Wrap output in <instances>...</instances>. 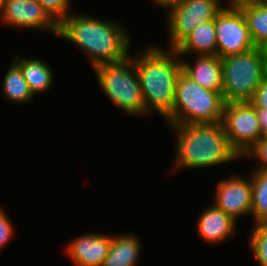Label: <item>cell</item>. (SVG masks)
Listing matches in <instances>:
<instances>
[{
  "instance_id": "cell-1",
  "label": "cell",
  "mask_w": 267,
  "mask_h": 266,
  "mask_svg": "<svg viewBox=\"0 0 267 266\" xmlns=\"http://www.w3.org/2000/svg\"><path fill=\"white\" fill-rule=\"evenodd\" d=\"M125 27L117 20L74 12L58 26L57 37L78 46L94 68L119 62L130 55L132 37Z\"/></svg>"
},
{
  "instance_id": "cell-2",
  "label": "cell",
  "mask_w": 267,
  "mask_h": 266,
  "mask_svg": "<svg viewBox=\"0 0 267 266\" xmlns=\"http://www.w3.org/2000/svg\"><path fill=\"white\" fill-rule=\"evenodd\" d=\"M130 55L134 59L146 116L159 114L164 120L174 105L175 87L182 72L181 57L172 48L149 43ZM139 52V53H138Z\"/></svg>"
},
{
  "instance_id": "cell-3",
  "label": "cell",
  "mask_w": 267,
  "mask_h": 266,
  "mask_svg": "<svg viewBox=\"0 0 267 266\" xmlns=\"http://www.w3.org/2000/svg\"><path fill=\"white\" fill-rule=\"evenodd\" d=\"M175 132V159L172 172L220 166L241 156L233 149L222 122L170 125ZM175 169V170H174Z\"/></svg>"
},
{
  "instance_id": "cell-4",
  "label": "cell",
  "mask_w": 267,
  "mask_h": 266,
  "mask_svg": "<svg viewBox=\"0 0 267 266\" xmlns=\"http://www.w3.org/2000/svg\"><path fill=\"white\" fill-rule=\"evenodd\" d=\"M225 101L222 92L200 86L181 72L176 81L174 105L167 125L220 123Z\"/></svg>"
},
{
  "instance_id": "cell-5",
  "label": "cell",
  "mask_w": 267,
  "mask_h": 266,
  "mask_svg": "<svg viewBox=\"0 0 267 266\" xmlns=\"http://www.w3.org/2000/svg\"><path fill=\"white\" fill-rule=\"evenodd\" d=\"M92 70L100 90L118 109L128 116L146 117L140 82L131 55L119 62L99 64Z\"/></svg>"
},
{
  "instance_id": "cell-6",
  "label": "cell",
  "mask_w": 267,
  "mask_h": 266,
  "mask_svg": "<svg viewBox=\"0 0 267 266\" xmlns=\"http://www.w3.org/2000/svg\"><path fill=\"white\" fill-rule=\"evenodd\" d=\"M221 64V92L225 103L250 102L267 74L265 51L255 46L221 58Z\"/></svg>"
},
{
  "instance_id": "cell-7",
  "label": "cell",
  "mask_w": 267,
  "mask_h": 266,
  "mask_svg": "<svg viewBox=\"0 0 267 266\" xmlns=\"http://www.w3.org/2000/svg\"><path fill=\"white\" fill-rule=\"evenodd\" d=\"M219 0H184L166 11L167 48L175 49L200 23L215 20Z\"/></svg>"
},
{
  "instance_id": "cell-8",
  "label": "cell",
  "mask_w": 267,
  "mask_h": 266,
  "mask_svg": "<svg viewBox=\"0 0 267 266\" xmlns=\"http://www.w3.org/2000/svg\"><path fill=\"white\" fill-rule=\"evenodd\" d=\"M222 124L229 143L241 158L264 137L251 102L225 103Z\"/></svg>"
},
{
  "instance_id": "cell-9",
  "label": "cell",
  "mask_w": 267,
  "mask_h": 266,
  "mask_svg": "<svg viewBox=\"0 0 267 266\" xmlns=\"http://www.w3.org/2000/svg\"><path fill=\"white\" fill-rule=\"evenodd\" d=\"M217 56L224 58L255 47L241 10L222 9L215 17Z\"/></svg>"
},
{
  "instance_id": "cell-10",
  "label": "cell",
  "mask_w": 267,
  "mask_h": 266,
  "mask_svg": "<svg viewBox=\"0 0 267 266\" xmlns=\"http://www.w3.org/2000/svg\"><path fill=\"white\" fill-rule=\"evenodd\" d=\"M214 194L213 204L234 220L251 215V177L232 173L217 182Z\"/></svg>"
},
{
  "instance_id": "cell-11",
  "label": "cell",
  "mask_w": 267,
  "mask_h": 266,
  "mask_svg": "<svg viewBox=\"0 0 267 266\" xmlns=\"http://www.w3.org/2000/svg\"><path fill=\"white\" fill-rule=\"evenodd\" d=\"M0 21L3 25L20 30H42L58 35V25L38 0H5Z\"/></svg>"
},
{
  "instance_id": "cell-12",
  "label": "cell",
  "mask_w": 267,
  "mask_h": 266,
  "mask_svg": "<svg viewBox=\"0 0 267 266\" xmlns=\"http://www.w3.org/2000/svg\"><path fill=\"white\" fill-rule=\"evenodd\" d=\"M111 234L88 232L66 244V254L73 266H102L108 255Z\"/></svg>"
},
{
  "instance_id": "cell-13",
  "label": "cell",
  "mask_w": 267,
  "mask_h": 266,
  "mask_svg": "<svg viewBox=\"0 0 267 266\" xmlns=\"http://www.w3.org/2000/svg\"><path fill=\"white\" fill-rule=\"evenodd\" d=\"M211 206V207H210ZM203 209L196 223L199 237L204 243L220 244L237 234L236 224L230 215L225 214L214 204Z\"/></svg>"
},
{
  "instance_id": "cell-14",
  "label": "cell",
  "mask_w": 267,
  "mask_h": 266,
  "mask_svg": "<svg viewBox=\"0 0 267 266\" xmlns=\"http://www.w3.org/2000/svg\"><path fill=\"white\" fill-rule=\"evenodd\" d=\"M191 64L181 57L182 72L200 86L211 91L222 90V64L217 55L196 56Z\"/></svg>"
},
{
  "instance_id": "cell-15",
  "label": "cell",
  "mask_w": 267,
  "mask_h": 266,
  "mask_svg": "<svg viewBox=\"0 0 267 266\" xmlns=\"http://www.w3.org/2000/svg\"><path fill=\"white\" fill-rule=\"evenodd\" d=\"M175 50L180 57L217 55L215 20L200 23Z\"/></svg>"
},
{
  "instance_id": "cell-16",
  "label": "cell",
  "mask_w": 267,
  "mask_h": 266,
  "mask_svg": "<svg viewBox=\"0 0 267 266\" xmlns=\"http://www.w3.org/2000/svg\"><path fill=\"white\" fill-rule=\"evenodd\" d=\"M141 244L140 237L133 233L111 234L108 255L102 266H138L142 254Z\"/></svg>"
},
{
  "instance_id": "cell-17",
  "label": "cell",
  "mask_w": 267,
  "mask_h": 266,
  "mask_svg": "<svg viewBox=\"0 0 267 266\" xmlns=\"http://www.w3.org/2000/svg\"><path fill=\"white\" fill-rule=\"evenodd\" d=\"M13 60L20 66L23 77L35 97L51 90L55 76L49 64L40 58H26L17 54Z\"/></svg>"
},
{
  "instance_id": "cell-18",
  "label": "cell",
  "mask_w": 267,
  "mask_h": 266,
  "mask_svg": "<svg viewBox=\"0 0 267 266\" xmlns=\"http://www.w3.org/2000/svg\"><path fill=\"white\" fill-rule=\"evenodd\" d=\"M2 95L5 101H12L16 104L30 103L35 98L25 78L20 66L13 60L5 73L2 81Z\"/></svg>"
},
{
  "instance_id": "cell-19",
  "label": "cell",
  "mask_w": 267,
  "mask_h": 266,
  "mask_svg": "<svg viewBox=\"0 0 267 266\" xmlns=\"http://www.w3.org/2000/svg\"><path fill=\"white\" fill-rule=\"evenodd\" d=\"M256 47L267 48V5L262 1L241 9Z\"/></svg>"
},
{
  "instance_id": "cell-20",
  "label": "cell",
  "mask_w": 267,
  "mask_h": 266,
  "mask_svg": "<svg viewBox=\"0 0 267 266\" xmlns=\"http://www.w3.org/2000/svg\"><path fill=\"white\" fill-rule=\"evenodd\" d=\"M251 216L254 224L267 222V170L253 169Z\"/></svg>"
},
{
  "instance_id": "cell-21",
  "label": "cell",
  "mask_w": 267,
  "mask_h": 266,
  "mask_svg": "<svg viewBox=\"0 0 267 266\" xmlns=\"http://www.w3.org/2000/svg\"><path fill=\"white\" fill-rule=\"evenodd\" d=\"M248 243L258 266H267V222L254 224L249 231Z\"/></svg>"
},
{
  "instance_id": "cell-22",
  "label": "cell",
  "mask_w": 267,
  "mask_h": 266,
  "mask_svg": "<svg viewBox=\"0 0 267 266\" xmlns=\"http://www.w3.org/2000/svg\"><path fill=\"white\" fill-rule=\"evenodd\" d=\"M250 102L256 107L262 135L267 136V74L259 84L255 96Z\"/></svg>"
},
{
  "instance_id": "cell-23",
  "label": "cell",
  "mask_w": 267,
  "mask_h": 266,
  "mask_svg": "<svg viewBox=\"0 0 267 266\" xmlns=\"http://www.w3.org/2000/svg\"><path fill=\"white\" fill-rule=\"evenodd\" d=\"M71 0H38L49 17L59 26L72 12Z\"/></svg>"
},
{
  "instance_id": "cell-24",
  "label": "cell",
  "mask_w": 267,
  "mask_h": 266,
  "mask_svg": "<svg viewBox=\"0 0 267 266\" xmlns=\"http://www.w3.org/2000/svg\"><path fill=\"white\" fill-rule=\"evenodd\" d=\"M252 158L258 164L254 169L267 170V136H264L258 140V142L249 149L243 156V158Z\"/></svg>"
},
{
  "instance_id": "cell-25",
  "label": "cell",
  "mask_w": 267,
  "mask_h": 266,
  "mask_svg": "<svg viewBox=\"0 0 267 266\" xmlns=\"http://www.w3.org/2000/svg\"><path fill=\"white\" fill-rule=\"evenodd\" d=\"M15 228L4 207L0 211V251L14 238Z\"/></svg>"
},
{
  "instance_id": "cell-26",
  "label": "cell",
  "mask_w": 267,
  "mask_h": 266,
  "mask_svg": "<svg viewBox=\"0 0 267 266\" xmlns=\"http://www.w3.org/2000/svg\"><path fill=\"white\" fill-rule=\"evenodd\" d=\"M220 6L225 10H241L246 7L255 5L262 2V0H227V4H223V1L219 0ZM227 5V6H226Z\"/></svg>"
},
{
  "instance_id": "cell-27",
  "label": "cell",
  "mask_w": 267,
  "mask_h": 266,
  "mask_svg": "<svg viewBox=\"0 0 267 266\" xmlns=\"http://www.w3.org/2000/svg\"><path fill=\"white\" fill-rule=\"evenodd\" d=\"M157 4V7H160V9H165L166 12L168 9H170L172 6H175L179 3H181L184 0H152Z\"/></svg>"
},
{
  "instance_id": "cell-28",
  "label": "cell",
  "mask_w": 267,
  "mask_h": 266,
  "mask_svg": "<svg viewBox=\"0 0 267 266\" xmlns=\"http://www.w3.org/2000/svg\"><path fill=\"white\" fill-rule=\"evenodd\" d=\"M4 1L5 0H0V17H1L2 11H3Z\"/></svg>"
},
{
  "instance_id": "cell-29",
  "label": "cell",
  "mask_w": 267,
  "mask_h": 266,
  "mask_svg": "<svg viewBox=\"0 0 267 266\" xmlns=\"http://www.w3.org/2000/svg\"><path fill=\"white\" fill-rule=\"evenodd\" d=\"M264 51H265V57H266V71H267V48L264 49Z\"/></svg>"
}]
</instances>
